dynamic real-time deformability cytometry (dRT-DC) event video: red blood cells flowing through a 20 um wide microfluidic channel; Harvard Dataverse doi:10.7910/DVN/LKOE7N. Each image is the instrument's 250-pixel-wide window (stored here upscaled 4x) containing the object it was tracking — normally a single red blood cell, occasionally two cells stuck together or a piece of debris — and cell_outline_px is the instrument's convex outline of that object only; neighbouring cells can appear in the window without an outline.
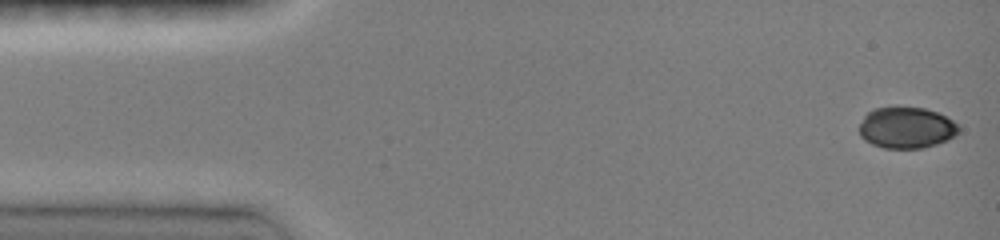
{"species": "common noctule bat (a hibernating species)", "species_latin": "Nyctalus noctula", "temperature_condition": "room temperature", "stored_images_in_passage": 23, "camera_frame_rate_fps": 3000, "um_per_image_px": 0.085, "animal": {"sex": "female", "body_mass_g": 19.0, "forearm_length_mm": 51.5}, "frame": {"image": 1, "passage_image": 1, "time_ms": 0.0, "image_size_px": [1000, 240], "cell_outline_px": [[960, 132], [956, 136], [936, 144], [924, 148], [884, 148], [872, 144], [864, 140], [860, 136], [860, 124], [864, 116], [872, 108], [896, 104], [924, 108], [936, 112], [952, 120], [960, 128]], "centroid_in_image_um": [77.02, 10.82], "position_along_channel_um": 8.0, "area_um2": 24.51}}
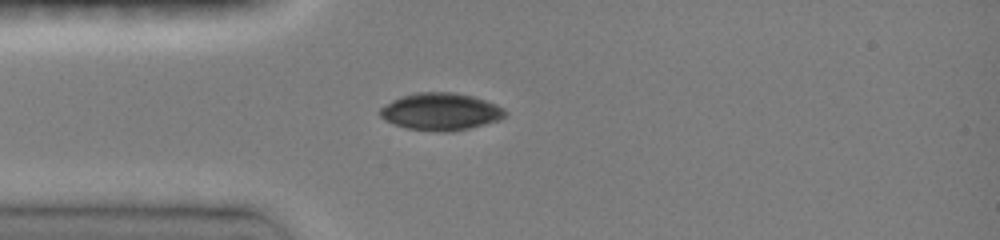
{"frame": {"image": 2, "passage_image": 15, "time_ms": 3.667, "image_size_px": [1000, 240], "cell_outline_px": [[508, 112], [500, 120], [468, 128], [448, 132], [444, 132], [408, 128], [384, 120], [380, 116], [380, 108], [392, 100], [400, 96], [416, 92], [452, 92], [472, 96], [496, 104], [504, 108]], "centroid_in_image_um": [37.46, 9.48], "position_along_channel_um": 47.5, "area_um2": 26.99}}